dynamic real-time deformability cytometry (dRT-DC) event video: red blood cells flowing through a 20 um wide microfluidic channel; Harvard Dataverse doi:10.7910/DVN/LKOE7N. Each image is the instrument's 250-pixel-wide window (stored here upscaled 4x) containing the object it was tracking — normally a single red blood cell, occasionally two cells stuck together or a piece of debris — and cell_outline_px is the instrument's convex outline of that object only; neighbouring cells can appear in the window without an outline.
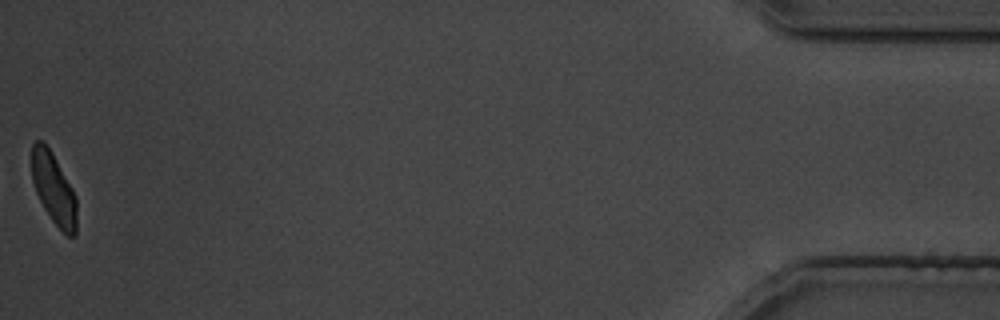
{"species": "common noctule bat (a hibernating species)", "species_latin": "Nyctalus noctula", "temperature_condition": "cold", "stored_images_in_passage": 27, "camera_frame_rate_fps": 3000, "um_per_image_px": 0.085, "animal": {"sex": "male", "body_mass_g": 19.5, "forearm_length_mm": 54.6}, "frame": {"image": 1, "passage_image": 27, "time_ms": 31.667, "image_size_px": [1000, 320], "cell_outline_px": [[76, 236], [68, 236], [52, 220], [44, 208], [36, 192], [32, 180], [32, 144], [36, 140], [44, 140], [52, 152], [72, 188], [76, 196]], "centroid_in_image_um": [4.56, 16.0], "position_along_channel_um": 430.6, "area_um2": 18.55}}